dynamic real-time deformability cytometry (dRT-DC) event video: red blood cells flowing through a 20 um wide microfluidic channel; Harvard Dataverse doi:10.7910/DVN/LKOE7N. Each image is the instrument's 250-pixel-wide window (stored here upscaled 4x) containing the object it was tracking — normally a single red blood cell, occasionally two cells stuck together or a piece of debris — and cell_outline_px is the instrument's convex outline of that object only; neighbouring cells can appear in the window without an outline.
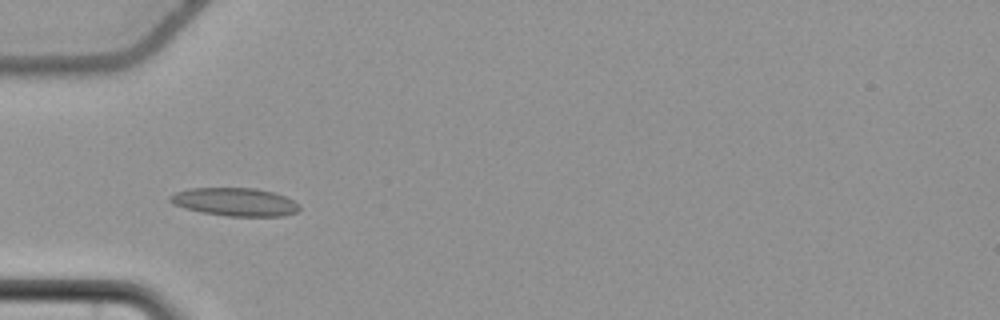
{"species": "common noctule bat (a hibernating species)", "species_latin": "Nyctalus noctula", "temperature_condition": "cold", "stored_images_in_passage": 31, "camera_frame_rate_fps": 3000, "um_per_image_px": 0.085, "animal": {"sex": "female", "body_mass_g": 22.7, "forearm_length_mm": 54.2}, "frame": {"image": 1, "passage_image": 1, "time_ms": 0.0, "image_size_px": [1000, 320], "cell_outline_px": [[300, 208], [296, 212], [284, 216], [228, 216], [200, 212], [184, 208], [172, 204], [168, 200], [168, 196], [176, 192], [188, 188], [256, 188], [272, 192], [284, 196], [300, 204]], "centroid_in_image_um": [19.94, 17.16], "position_along_channel_um": 65.1, "area_um2": 21.33}}
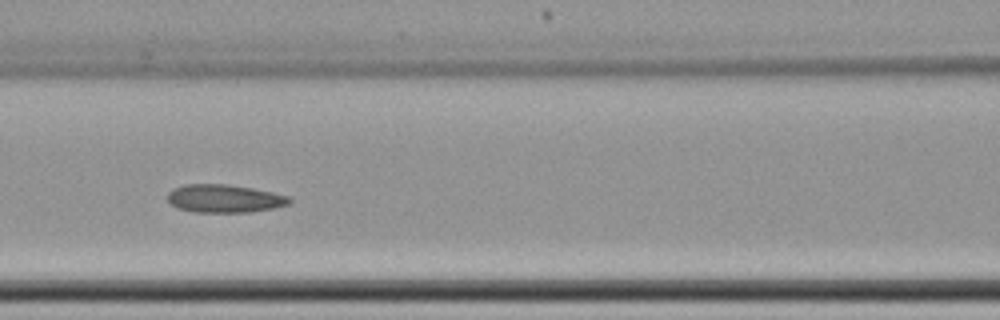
{"frame": {"image": 2, "passage_image": 8, "time_ms": 2.333, "image_size_px": [1000, 320], "cell_outline_px": [[292, 200], [288, 204], [272, 208], [252, 212], [196, 212], [176, 208], [168, 200], [168, 192], [176, 188], [188, 184], [228, 184], [252, 188], [272, 192], [288, 196]], "centroid_in_image_um": [19.08, 16.88], "position_along_channel_um": 147.5, "area_um2": 19.77}}
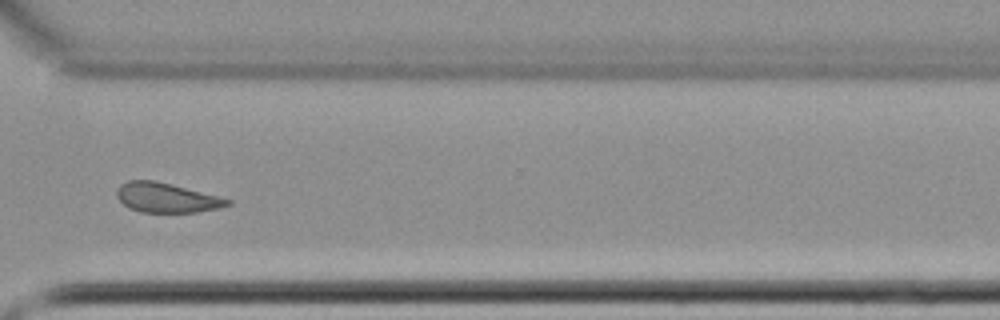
{"frame": {"image": 3, "passage_image": 25, "time_ms": 8.0, "image_size_px": [1000, 320], "cell_outline_px": [[232, 204], [220, 208], [196, 212], [140, 212], [128, 208], [116, 196], [116, 188], [120, 184], [128, 180], [156, 180], [220, 196], [232, 200]], "centroid_in_image_um": [14.16, 16.8], "position_along_channel_um": 356.4, "area_um2": 19.36}, "authors_computed_cell_mechanics": {"area_um2": 19.5942, "velocity_mm_per_s": 3.6742, "shape_relaxation_time_tau1_ms": 8.9361, "shape_relaxation_time_tau2_ms": 5.0618, "deformation_change_tau1": 0.1287, "deformation_change_tau2": 0.1289}}